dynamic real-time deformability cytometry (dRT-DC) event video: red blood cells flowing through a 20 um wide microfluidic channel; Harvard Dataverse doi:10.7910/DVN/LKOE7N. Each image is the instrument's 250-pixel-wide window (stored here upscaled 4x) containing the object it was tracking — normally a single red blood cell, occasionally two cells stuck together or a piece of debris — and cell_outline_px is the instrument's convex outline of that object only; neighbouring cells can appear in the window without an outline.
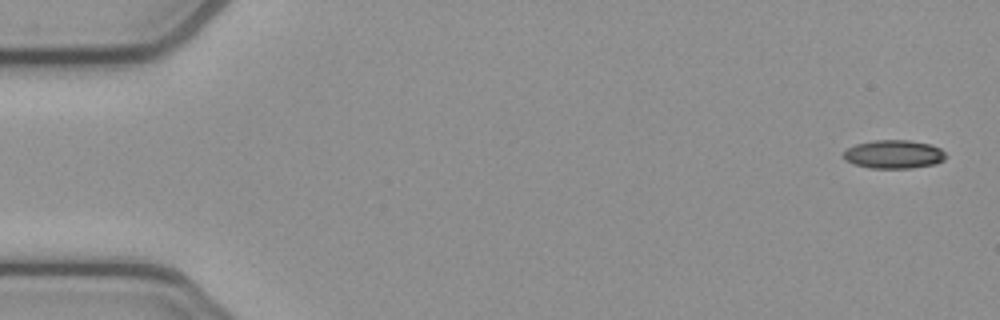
{"species": "common noctule bat (a hibernating species)", "species_latin": "Nyctalus noctula", "temperature_condition": "cold", "stored_images_in_passage": 5, "camera_frame_rate_fps": 3000, "um_per_image_px": 0.085, "animal": {"sex": "female", "body_mass_g": 21.9}, "frame": {"image": 1, "passage_image": 1, "time_ms": 0.0, "image_size_px": [1000, 320], "cell_outline_px": [[948, 156], [944, 160], [936, 164], [912, 168], [868, 168], [852, 164], [844, 160], [844, 152], [848, 148], [856, 144], [872, 140], [908, 140], [932, 144], [940, 148]], "centroid_in_image_um": [75.99, 13.12], "position_along_channel_um": 9.0, "area_um2": 17.22}}